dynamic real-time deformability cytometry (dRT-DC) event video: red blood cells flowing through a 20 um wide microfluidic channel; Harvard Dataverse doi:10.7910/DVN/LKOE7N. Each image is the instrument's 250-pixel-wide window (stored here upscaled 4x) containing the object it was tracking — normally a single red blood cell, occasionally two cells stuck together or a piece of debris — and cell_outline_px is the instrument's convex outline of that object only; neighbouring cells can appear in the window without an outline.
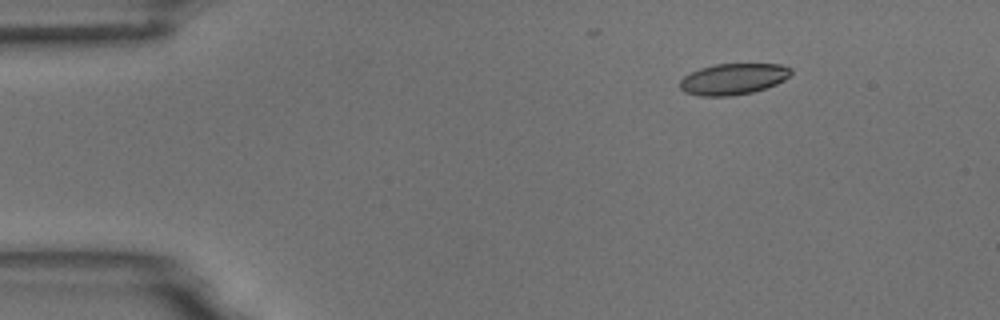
{"species": "common noctule bat (a hibernating species)", "species_latin": "Nyctalus noctula", "temperature_condition": "room temperature", "stored_images_in_passage": 6, "segment_of_instrument_passage": [1, 2], "camera_frame_rate_fps": 3000, "um_per_image_px": 0.085, "animal": {"sex": "male", "body_mass_g": 18.8}, "frame": {"image": 1, "passage_image": 3, "time_ms": 2.0, "image_size_px": [1000, 320], "cell_outline_px": [[792, 72], [784, 80], [776, 84], [752, 92], [728, 96], [700, 96], [684, 92], [680, 88], [680, 80], [684, 76], [700, 68], [716, 64], [780, 64], [792, 68]], "centroid_in_image_um": [62.31, 6.71], "position_along_channel_um": 22.7, "area_um2": 20.06}}